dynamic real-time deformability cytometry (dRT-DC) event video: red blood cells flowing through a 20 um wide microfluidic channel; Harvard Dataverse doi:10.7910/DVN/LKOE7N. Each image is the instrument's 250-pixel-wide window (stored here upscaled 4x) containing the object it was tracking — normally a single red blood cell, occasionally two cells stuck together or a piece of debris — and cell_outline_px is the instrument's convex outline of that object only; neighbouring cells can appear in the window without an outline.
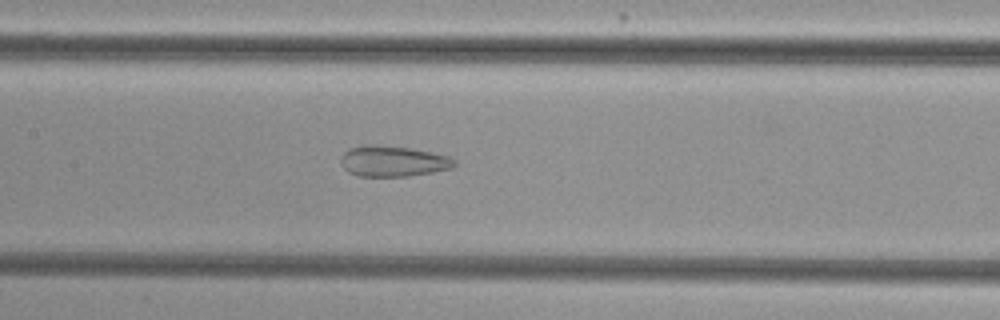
{"species": "common noctule bat (a hibernating species)", "species_latin": "Nyctalus noctula", "temperature_condition": "cold", "stored_images_in_passage": 37, "camera_frame_rate_fps": 3000, "um_per_image_px": 0.085, "animal": {"sex": "female", "body_mass_g": 29.2, "forearm_length_mm": 56.3}, "frame": {"image": 1, "passage_image": 10, "time_ms": 3.0, "image_size_px": [1000, 320], "cell_outline_px": [[456, 164], [452, 168], [432, 172], [408, 176], [356, 176], [348, 172], [340, 164], [340, 160], [344, 152], [348, 148], [364, 144], [376, 144], [412, 148], [432, 152], [448, 156], [456, 160]], "centroid_in_image_um": [33.37, 13.69], "position_along_channel_um": 174.0, "area_um2": 20.63}}
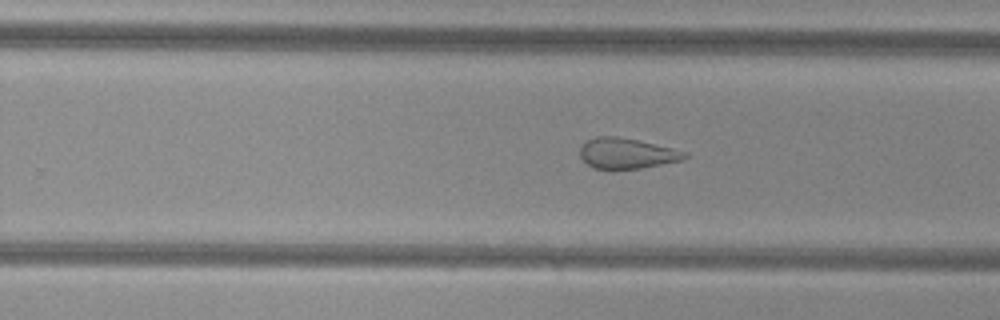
{"frame": {"image": 2, "passage_image": 18, "time_ms": 5.667, "image_size_px": [1000, 320], "cell_outline_px": [[688, 156], [684, 160], [640, 168], [612, 172], [592, 168], [580, 156], [580, 148], [584, 140], [596, 136], [616, 136], [636, 140], [672, 148], [688, 152]], "centroid_in_image_um": [53.23, 13.07], "position_along_channel_um": 276.6, "area_um2": 19.19}}
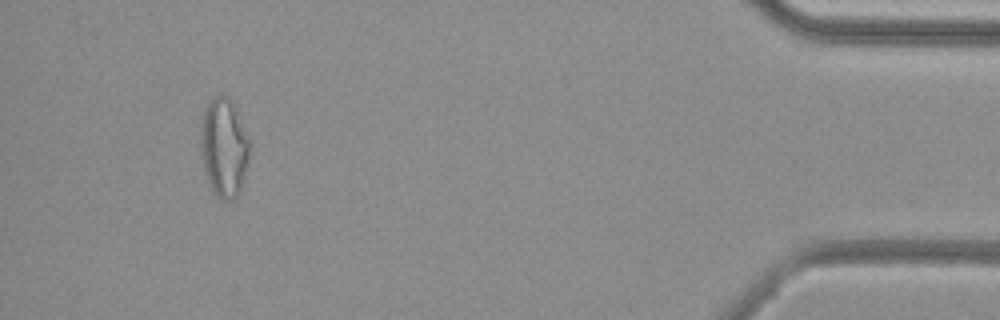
{"frame": {"image": 3, "passage_image": 34, "time_ms": 11.0, "image_size_px": [1000, 320], "cell_outline_px": [[252, 144], [240, 192], [232, 200], [220, 200], [216, 196], [208, 180], [204, 168], [200, 152], [200, 116], [208, 100], [212, 96], [228, 96], [232, 100], [252, 140]], "centroid_in_image_um": [19.04, 12.47], "position_along_channel_um": 416.2, "area_um2": 29.13}, "authors_computed_cell_mechanics": {"area_um2": 21.8484, "velocity_mm_per_s": 3.8565, "shape_relaxation_time_tau1_ms": null, "shape_relaxation_time_tau2_ms": 1.8892, "deformation_change_tau1": null, "deformation_change_tau2": 0.1065}}